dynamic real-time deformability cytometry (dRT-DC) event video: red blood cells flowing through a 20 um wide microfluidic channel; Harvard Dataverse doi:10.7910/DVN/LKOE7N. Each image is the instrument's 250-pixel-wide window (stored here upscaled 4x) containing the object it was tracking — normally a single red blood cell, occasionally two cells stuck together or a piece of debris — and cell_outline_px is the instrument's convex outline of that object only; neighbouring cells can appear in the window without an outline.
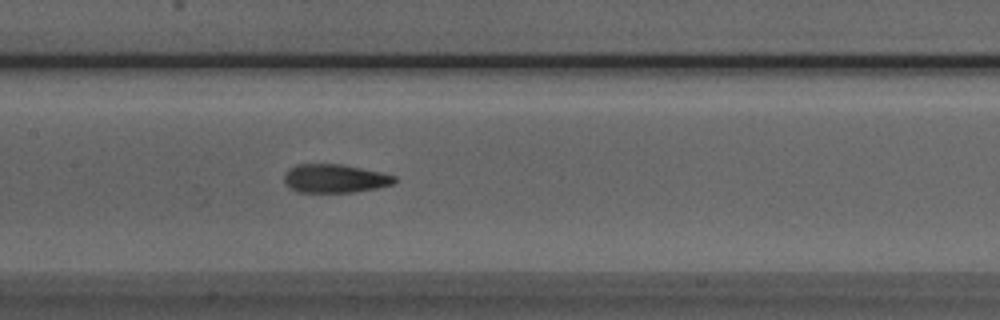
{"species": "Egyptian fruit bat (a non-hibernating species)", "species_latin": "Rousettus aegyptiacus", "temperature_condition": "room temperature", "stored_images_in_passage": 50, "camera_frame_rate_fps": 3000, "um_per_image_px": 0.085, "animal": {"sex": "male"}, "frame": {"image": 1, "passage_image": 23, "time_ms": 7.333, "image_size_px": [1000, 320], "cell_outline_px": [[396, 180], [392, 184], [376, 188], [352, 192], [296, 192], [284, 180], [284, 172], [288, 168], [296, 164], [340, 164], [380, 172], [396, 176]], "centroid_in_image_um": [28.43, 15.16], "position_along_channel_um": 179.0, "area_um2": 18.21}}
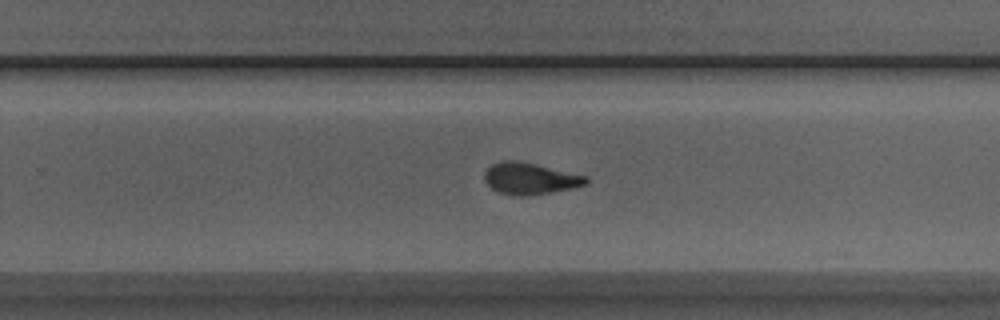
{"frame": {"image": 2, "passage_image": 31, "time_ms": 10.0, "image_size_px": [1000, 320], "cell_outline_px": [[588, 184], [572, 188], [552, 192], [524, 196], [516, 196], [500, 192], [492, 188], [484, 180], [484, 172], [492, 164], [500, 160], [516, 160], [536, 164], [588, 176]], "centroid_in_image_um": [45.06, 15.17], "position_along_channel_um": 284.7, "area_um2": 18.73}}
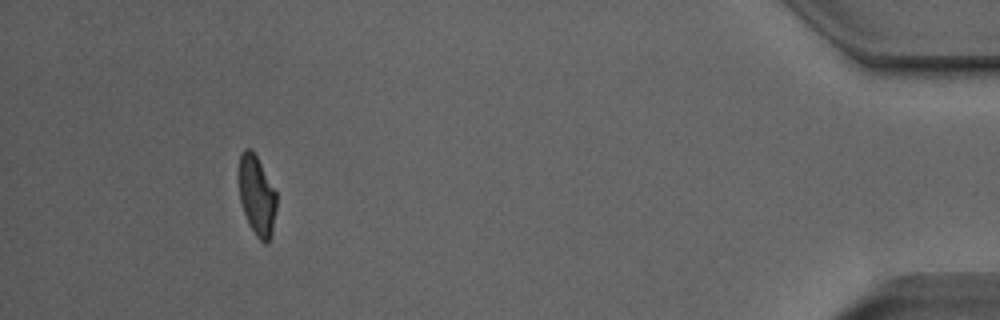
{"frame": {"image": 3, "passage_image": 46, "time_ms": 15.0, "image_size_px": [1000, 320], "cell_outline_px": [[276, 208], [272, 236], [268, 244], [264, 244], [256, 236], [244, 212], [240, 200], [236, 176], [240, 152], [244, 148], [252, 148], [276, 192]], "centroid_in_image_um": [21.79, 16.58], "position_along_channel_um": 413.4, "area_um2": 17.98}, "authors_computed_cell_mechanics": {"area_um2": 18.6405, "velocity_mm_per_s": 3.9823, "shape_relaxation_time_tau1_ms": 4.7293, "shape_relaxation_time_tau2_ms": 1.6609, "deformation_change_tau1": 0.1845, "deformation_change_tau2": 0.0938}}